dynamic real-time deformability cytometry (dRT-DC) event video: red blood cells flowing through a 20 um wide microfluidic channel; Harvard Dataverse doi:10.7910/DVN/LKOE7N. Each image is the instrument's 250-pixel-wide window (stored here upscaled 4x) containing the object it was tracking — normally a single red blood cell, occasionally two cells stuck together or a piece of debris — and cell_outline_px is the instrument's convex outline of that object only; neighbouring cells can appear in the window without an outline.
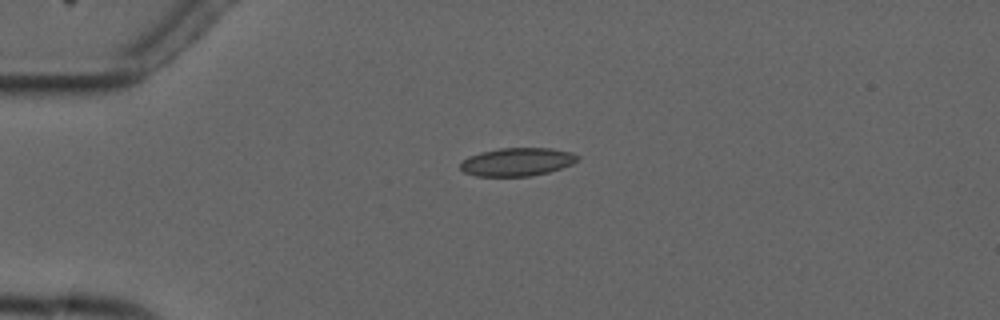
{"species": "common noctule bat (a hibernating species)", "species_latin": "Nyctalus noctula", "temperature_condition": "cold", "stored_images_in_passage": 3, "camera_frame_rate_fps": 3000, "um_per_image_px": 0.085, "animal": {"sex": "male", "forearm_length_mm": 52.5}, "frame": {"image": 1, "passage_image": 2, "time_ms": 1.333, "image_size_px": [1000, 320], "cell_outline_px": [[580, 160], [572, 164], [548, 172], [532, 176], [476, 176], [464, 172], [460, 168], [460, 164], [468, 156], [480, 152], [500, 148], [552, 148], [572, 152], [580, 156]], "centroid_in_image_um": [43.98, 13.75], "position_along_channel_um": 41.0, "area_um2": 19.36}}